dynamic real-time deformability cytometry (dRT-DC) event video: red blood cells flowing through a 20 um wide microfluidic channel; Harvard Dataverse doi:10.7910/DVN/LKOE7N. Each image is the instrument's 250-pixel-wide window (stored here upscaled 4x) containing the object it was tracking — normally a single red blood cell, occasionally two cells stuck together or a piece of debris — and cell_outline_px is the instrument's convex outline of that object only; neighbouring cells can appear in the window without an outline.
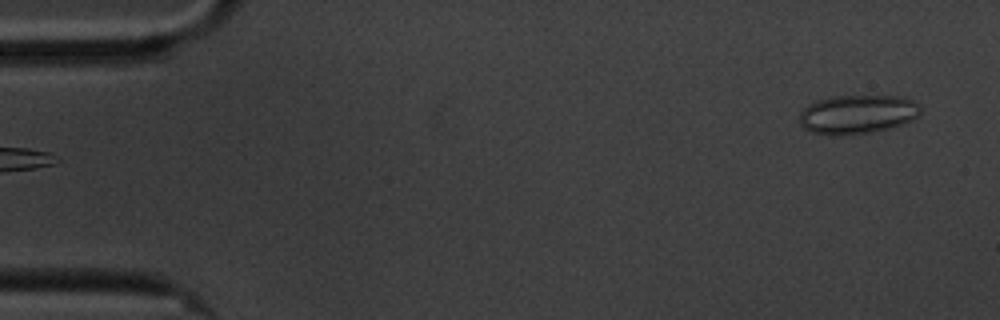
{"species": "common noctule bat (a hibernating species)", "species_latin": "Nyctalus noctula", "temperature_condition": "cold", "stored_images_in_passage": 56, "camera_frame_rate_fps": 3000, "um_per_image_px": 0.085, "animal": {"sex": "male", "body_mass_g": 20.1, "forearm_length_mm": 53.5}, "frame": {"image": 1, "passage_image": 1, "time_ms": 0.0, "image_size_px": [1000, 320], "cell_outline_px": [[920, 112], [912, 120], [904, 124], [888, 128], [868, 132], [840, 136], [832, 136], [812, 132], [804, 128], [800, 124], [800, 112], [808, 104], [816, 100], [832, 96], [904, 96], [920, 104]], "centroid_in_image_um": [72.87, 9.71], "position_along_channel_um": 12.1, "area_um2": 27.63}}
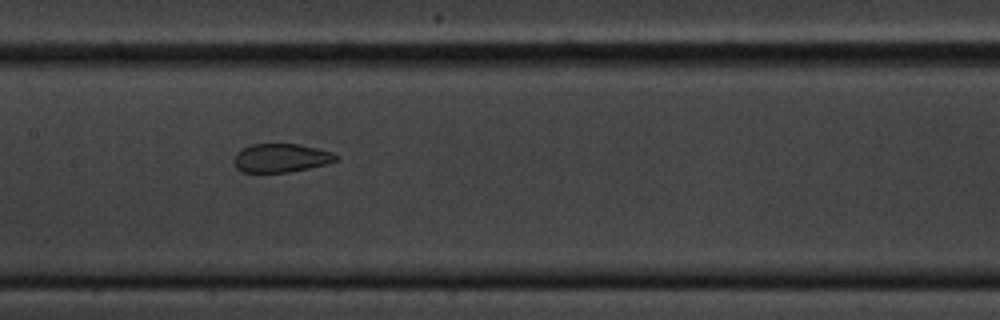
{"frame": {"image": 2, "passage_image": 26, "time_ms": 8.333, "image_size_px": [1000, 320], "cell_outline_px": [[340, 156], [336, 160], [324, 164], [308, 168], [288, 172], [240, 172], [236, 168], [236, 152], [240, 148], [252, 144], [300, 144], [332, 152]], "centroid_in_image_um": [23.87, 13.42], "position_along_channel_um": 183.5, "area_um2": 16.88}}
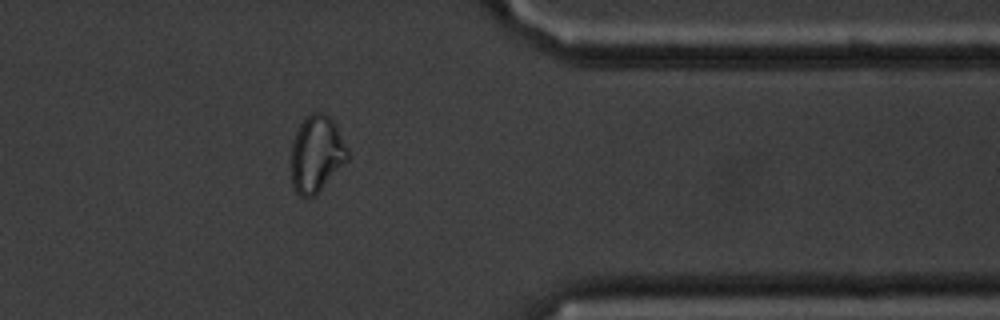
{"frame": {"image": 3, "passage_image": 45, "time_ms": 14.667, "image_size_px": [1000, 320], "cell_outline_px": [[348, 160], [312, 196], [300, 196], [296, 192], [292, 184], [292, 144], [296, 132], [300, 124], [312, 112], [320, 112], [328, 116], [336, 124], [348, 148]], "centroid_in_image_um": [26.91, 13.05], "position_along_channel_um": 384.5, "area_um2": 24.62}, "authors_computed_cell_mechanics": {"area_um2": 22.1085, "velocity_mm_per_s": 3.3959, "shape_relaxation_time_tau1_ms": null, "shape_relaxation_time_tau2_ms": 1.3305, "deformation_change_tau1": null, "deformation_change_tau2": 0.0656}}